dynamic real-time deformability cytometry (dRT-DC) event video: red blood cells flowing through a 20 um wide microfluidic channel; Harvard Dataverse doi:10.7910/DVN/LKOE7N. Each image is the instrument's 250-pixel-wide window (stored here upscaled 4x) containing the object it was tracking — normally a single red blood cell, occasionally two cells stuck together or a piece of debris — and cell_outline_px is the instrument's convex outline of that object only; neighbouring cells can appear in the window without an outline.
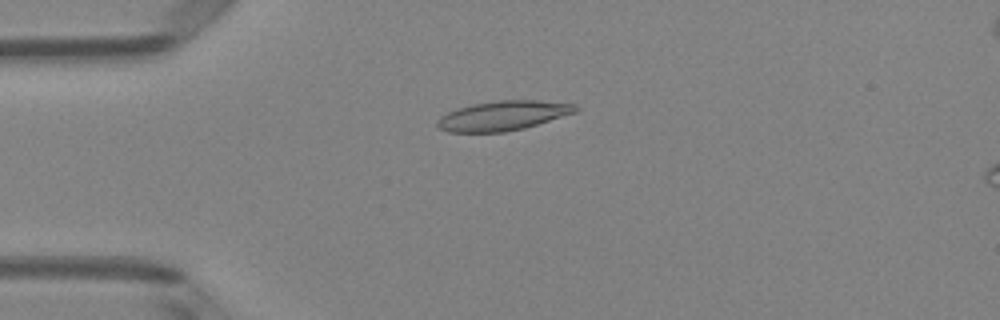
{"species": "Egyptian fruit bat (a non-hibernating species)", "species_latin": "Rousettus aegyptiacus", "temperature_condition": "room temperature", "stored_images_in_passage": 51, "camera_frame_rate_fps": 3000, "um_per_image_px": 0.085, "animal": {"sex": "female"}, "frame": {"image": 1, "passage_image": 13, "time_ms": 4.0, "image_size_px": [1000, 320], "cell_outline_px": [[580, 108], [576, 112], [524, 128], [504, 132], [448, 132], [440, 128], [436, 124], [436, 120], [440, 116], [456, 108], [472, 104], [500, 100], [540, 100], [576, 104]], "centroid_in_image_um": [42.75, 9.82], "position_along_channel_um": 42.3, "area_um2": 23.87}}
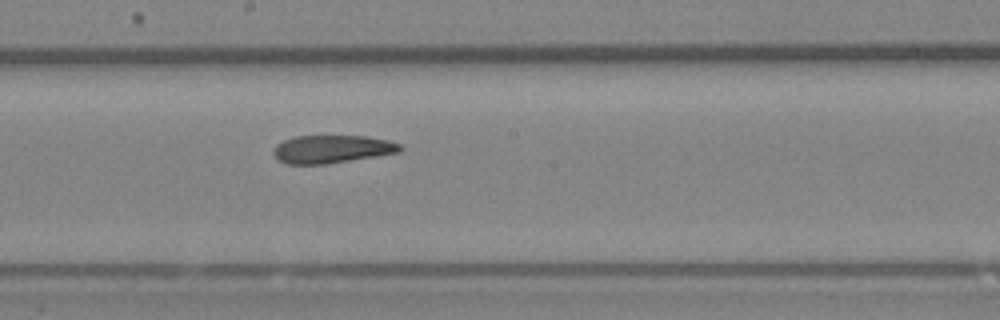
{"frame": {"image": 2, "passage_image": 28, "time_ms": 9.0, "image_size_px": [1000, 320], "cell_outline_px": [[404, 148], [400, 152], [376, 156], [324, 164], [288, 164], [280, 160], [272, 152], [276, 144], [284, 140], [296, 136], [368, 136], [388, 140], [400, 144]], "centroid_in_image_um": [28.24, 12.66], "position_along_channel_um": 220.0, "area_um2": 20.52}}
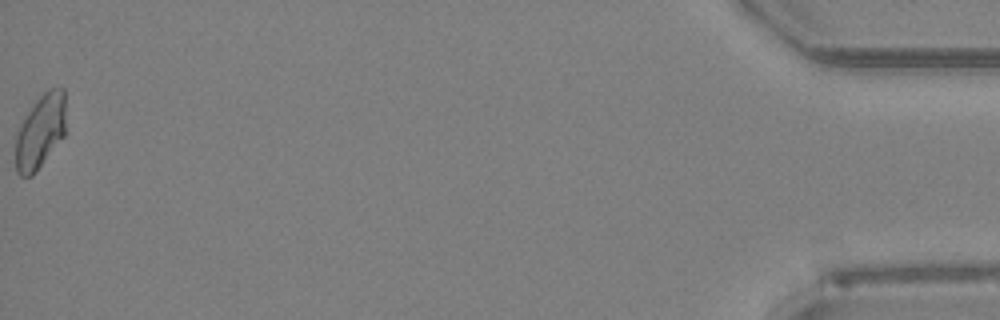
{"frame": {"image": 3, "passage_image": 51, "time_ms": 16.667, "image_size_px": [1000, 320], "cell_outline_px": [[64, 136], [36, 172], [32, 176], [20, 176], [16, 172], [16, 136], [20, 124], [36, 100], [48, 88], [64, 88]], "centroid_in_image_um": [3.42, 11.19], "position_along_channel_um": 431.8, "area_um2": 21.44}, "authors_computed_cell_mechanics": {"area_um2": 22.0796, "velocity_mm_per_s": 4.0339, "shape_relaxation_time_tau1_ms": null, "shape_relaxation_time_tau2_ms": 3.9025, "deformation_change_tau1": null, "deformation_change_tau2": 0.1251}}